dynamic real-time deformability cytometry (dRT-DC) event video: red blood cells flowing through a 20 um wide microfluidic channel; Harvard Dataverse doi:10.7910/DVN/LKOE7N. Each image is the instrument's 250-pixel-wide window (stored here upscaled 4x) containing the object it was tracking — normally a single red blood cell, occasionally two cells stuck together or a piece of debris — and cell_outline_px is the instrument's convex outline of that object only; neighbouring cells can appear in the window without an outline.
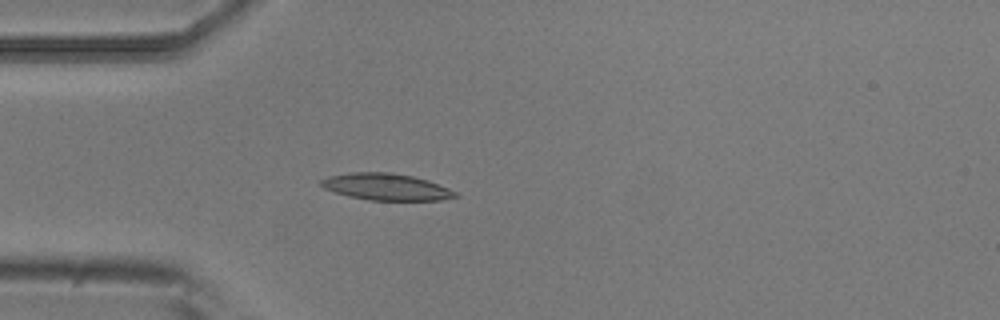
{"species": "common noctule bat (a hibernating species)", "species_latin": "Nyctalus noctula", "temperature_condition": "room temperature", "stored_images_in_passage": 54, "camera_frame_rate_fps": 3000, "um_per_image_px": 0.085, "animal": {"sex": "male", "body_mass_g": 20.5, "forearm_length_mm": 52.5}, "frame": {"image": 1, "passage_image": 15, "time_ms": 4.667, "image_size_px": [1000, 320], "cell_outline_px": [[460, 196], [440, 200], [368, 200], [348, 196], [324, 188], [320, 184], [320, 180], [328, 176], [352, 172], [388, 172], [412, 176], [428, 180], [448, 188], [456, 192]], "centroid_in_image_um": [32.82, 15.88], "position_along_channel_um": 52.2, "area_um2": 20.81}}
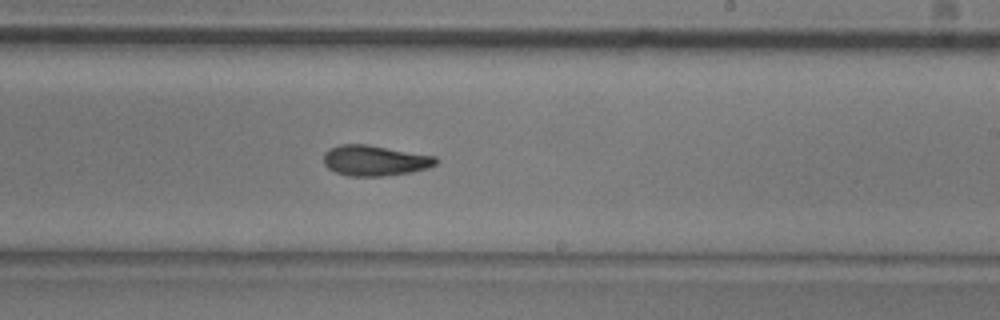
{"frame": {"image": 2, "passage_image": 32, "time_ms": 10.333, "image_size_px": [1000, 320], "cell_outline_px": [[436, 164], [428, 168], [412, 172], [380, 176], [348, 176], [336, 172], [328, 168], [324, 164], [324, 152], [328, 148], [340, 144], [368, 144], [436, 156]], "centroid_in_image_um": [31.84, 13.63], "position_along_channel_um": 257.2, "area_um2": 20.06}}
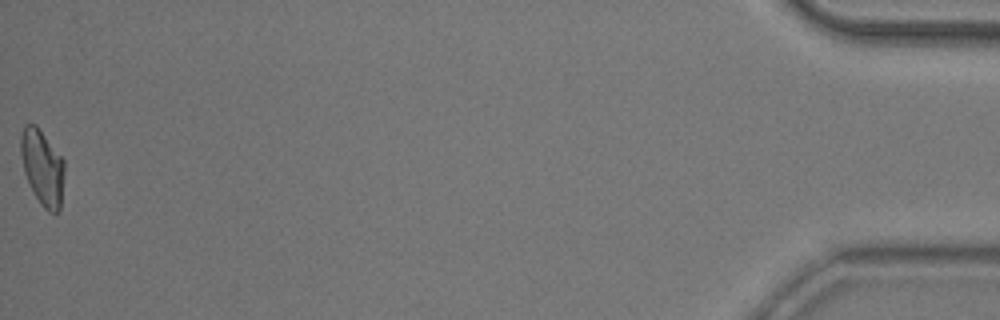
{"frame": {"image": 3, "passage_image": 54, "time_ms": 17.667, "image_size_px": [1000, 320], "cell_outline_px": [[64, 172], [60, 212], [48, 212], [40, 204], [24, 172], [20, 152], [20, 136], [24, 124], [36, 124], [64, 160]], "centroid_in_image_um": [3.6, 14.21], "position_along_channel_um": 431.6, "area_um2": 19.13}, "authors_computed_cell_mechanics": {"area_um2": 19.8543, "velocity_mm_per_s": 3.744, "shape_relaxation_time_tau1_ms": 6.6516, "shape_relaxation_time_tau2_ms": 3.07, "deformation_change_tau1": 0.1739, "deformation_change_tau2": 0.0993}}